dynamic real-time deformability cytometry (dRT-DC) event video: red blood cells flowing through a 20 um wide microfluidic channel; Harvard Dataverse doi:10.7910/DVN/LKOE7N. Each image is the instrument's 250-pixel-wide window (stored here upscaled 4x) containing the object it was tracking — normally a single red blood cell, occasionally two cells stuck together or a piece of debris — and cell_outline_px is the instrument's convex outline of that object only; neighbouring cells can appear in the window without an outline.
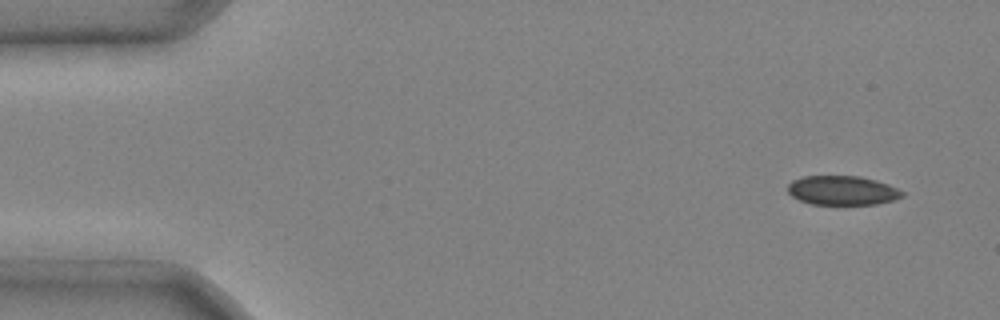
{"species": "common noctule bat (a hibernating species)", "species_latin": "Nyctalus noctula", "temperature_condition": "cold", "stored_images_in_passage": 4, "camera_frame_rate_fps": 3000, "um_per_image_px": 0.085, "animal": {"sex": "male", "body_mass_g": 20.4}, "frame": {"image": 1, "passage_image": 1, "time_ms": 0.0, "image_size_px": [1000, 320], "cell_outline_px": [[904, 196], [892, 200], [876, 204], [812, 204], [800, 200], [792, 196], [788, 192], [788, 184], [792, 180], [804, 176], [860, 176], [876, 180], [888, 184], [904, 192]], "centroid_in_image_um": [71.59, 16.18], "position_along_channel_um": 13.4, "area_um2": 19.42}}
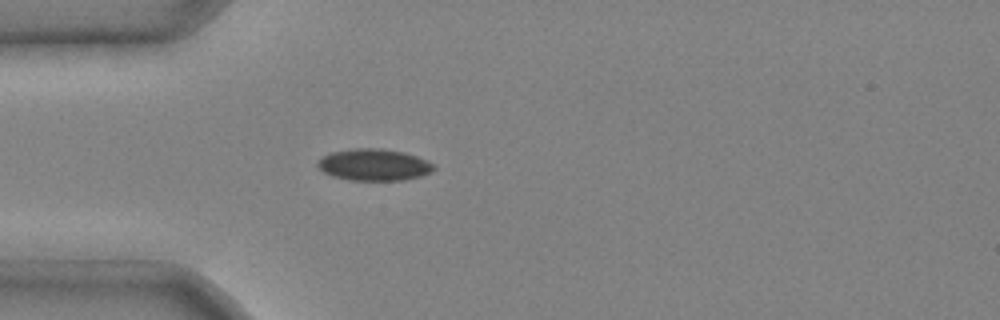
{"frame": {"image": 2, "passage_image": 4, "time_ms": 1.0, "image_size_px": [1000, 320], "cell_outline_px": [[436, 168], [420, 176], [404, 180], [348, 180], [332, 176], [324, 172], [316, 164], [324, 156], [332, 152], [356, 148], [380, 148], [404, 152], [428, 160], [436, 164]], "centroid_in_image_um": [31.82, 14.0], "position_along_channel_um": 53.2, "area_um2": 21.39}}